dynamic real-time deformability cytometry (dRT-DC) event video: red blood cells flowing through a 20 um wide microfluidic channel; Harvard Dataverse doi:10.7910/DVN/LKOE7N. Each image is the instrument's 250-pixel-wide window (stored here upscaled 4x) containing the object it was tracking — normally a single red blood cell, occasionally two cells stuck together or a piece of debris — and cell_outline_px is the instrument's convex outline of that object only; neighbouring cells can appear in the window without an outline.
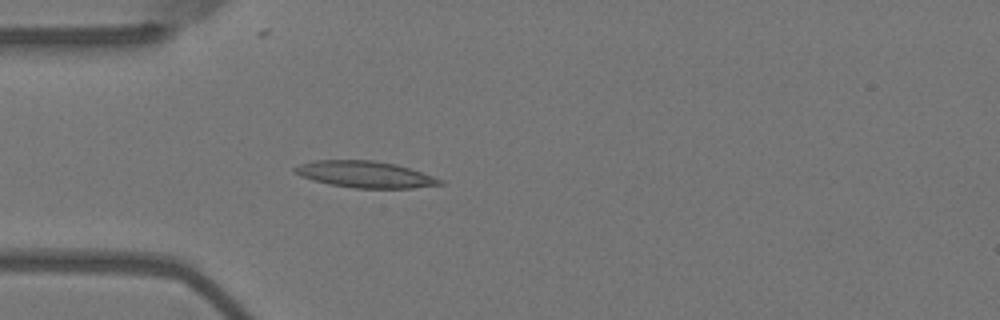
{"species": "Egyptian fruit bat (a non-hibernating species)", "species_latin": "Rousettus aegyptiacus", "temperature_condition": "warm", "stored_images_in_passage": 41, "camera_frame_rate_fps": 3000, "um_per_image_px": 0.085, "animal": {"sex": "female"}, "frame": {"image": 1, "passage_image": 16, "time_ms": 5.0, "image_size_px": [1000, 320], "cell_outline_px": [[444, 184], [412, 188], [352, 188], [328, 184], [312, 180], [300, 176], [292, 172], [292, 168], [300, 164], [316, 160], [372, 160], [396, 164], [444, 180]], "centroid_in_image_um": [30.98, 14.83], "position_along_channel_um": 54.0, "area_um2": 22.48}}
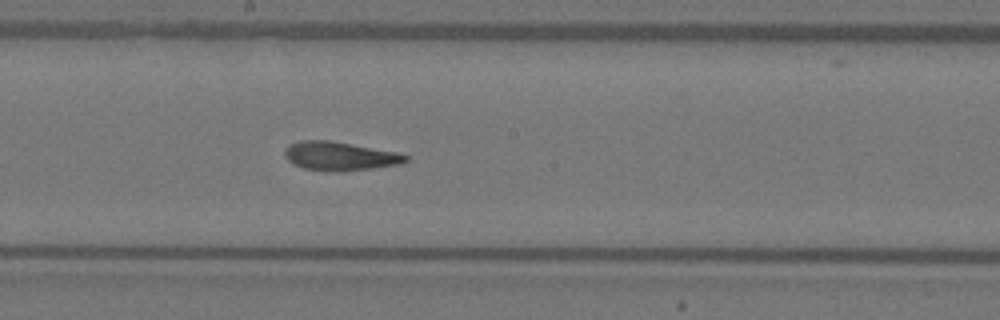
{"frame": {"image": 2, "passage_image": 30, "time_ms": 9.667, "image_size_px": [1000, 320], "cell_outline_px": [[408, 160], [400, 164], [372, 168], [336, 172], [304, 168], [288, 160], [284, 156], [284, 148], [288, 144], [300, 140], [328, 140], [396, 152], [408, 156]], "centroid_in_image_um": [28.84, 13.26], "position_along_channel_um": 219.4, "area_um2": 20.06}}
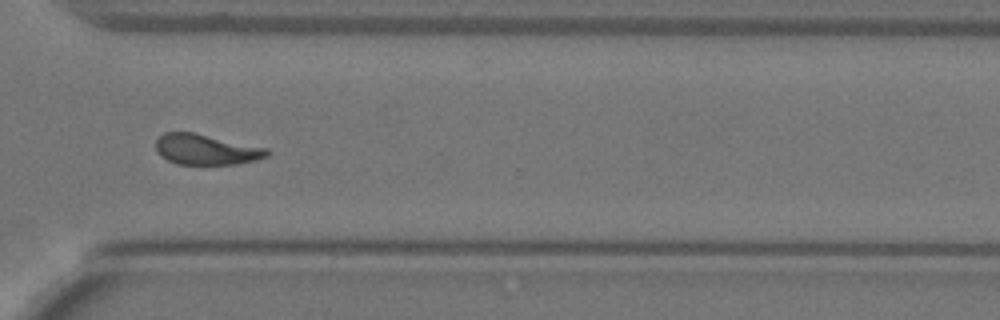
{"frame": {"image": 3, "passage_image": 41, "time_ms": 13.333, "image_size_px": [1000, 320], "cell_outline_px": [[272, 152], [268, 156], [256, 160], [236, 164], [176, 164], [160, 156], [156, 152], [156, 140], [164, 132], [192, 132], [268, 148]], "centroid_in_image_um": [17.52, 12.71], "position_along_channel_um": 353.1, "area_um2": 19.83}}